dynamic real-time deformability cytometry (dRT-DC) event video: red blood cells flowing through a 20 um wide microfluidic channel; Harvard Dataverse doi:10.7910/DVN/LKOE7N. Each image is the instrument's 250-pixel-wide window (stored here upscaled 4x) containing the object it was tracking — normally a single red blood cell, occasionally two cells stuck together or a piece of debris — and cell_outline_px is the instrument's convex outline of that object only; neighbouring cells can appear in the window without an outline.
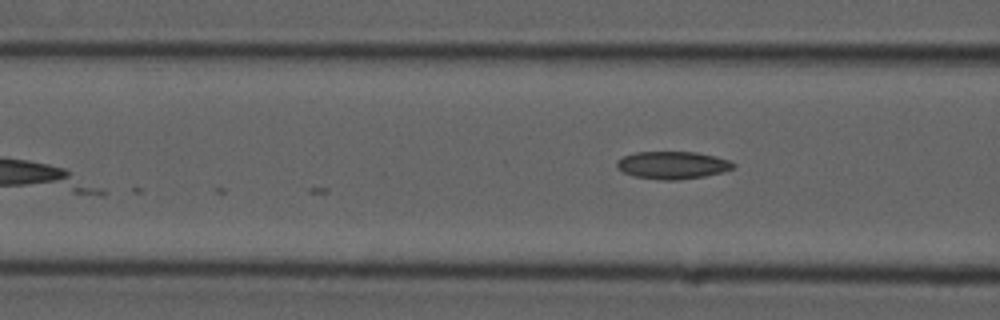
{"species": "common noctule bat (a hibernating species)", "species_latin": "Nyctalus noctula", "temperature_condition": "cold", "stored_images_in_passage": 8, "camera_frame_rate_fps": 3000, "um_per_image_px": 0.085, "animal": {"sex": "male", "forearm_length_mm": 52.5}, "frame": {"image": 1, "passage_image": 8, "time_ms": 8.333, "image_size_px": [1000, 320], "cell_outline_px": [[736, 164], [732, 168], [724, 172], [704, 176], [680, 180], [660, 180], [632, 176], [624, 172], [616, 164], [616, 160], [624, 156], [636, 152], [696, 152], [716, 156], [728, 160]], "centroid_in_image_um": [57.17, 14.04], "position_along_channel_um": 109.4, "area_um2": 18.73}}